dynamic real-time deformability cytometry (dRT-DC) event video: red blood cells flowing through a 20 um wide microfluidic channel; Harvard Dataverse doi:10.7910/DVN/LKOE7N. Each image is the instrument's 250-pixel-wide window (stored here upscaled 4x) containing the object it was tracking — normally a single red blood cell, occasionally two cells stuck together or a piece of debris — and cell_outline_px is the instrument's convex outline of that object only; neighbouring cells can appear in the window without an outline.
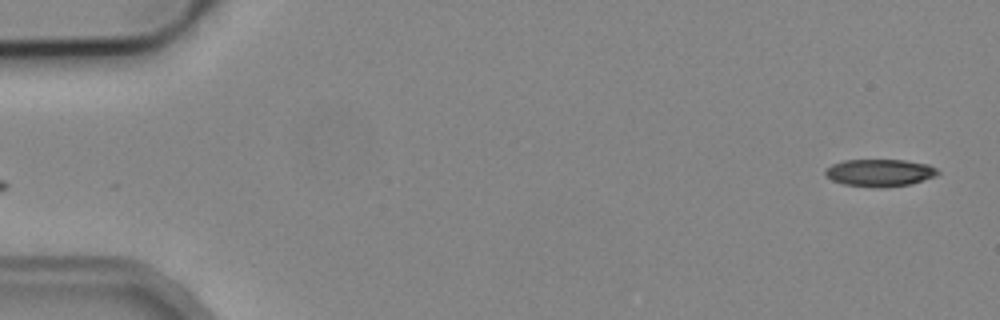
{"species": "common noctule bat (a hibernating species)", "species_latin": "Nyctalus noctula", "temperature_condition": "cold", "stored_images_in_passage": 2, "camera_frame_rate_fps": 3000, "um_per_image_px": 0.085, "animal": {"sex": "male", "body_mass_g": 19.2, "forearm_length_mm": 51.8}, "frame": {"image": 1, "passage_image": 2, "time_ms": 2.0, "image_size_px": [1000, 320], "cell_outline_px": [[940, 172], [936, 176], [912, 184], [884, 188], [876, 188], [844, 184], [832, 180], [824, 176], [824, 172], [832, 164], [844, 160], [904, 160], [928, 164], [936, 168]], "centroid_in_image_um": [74.79, 14.69], "position_along_channel_um": 10.2, "area_um2": 18.09}}